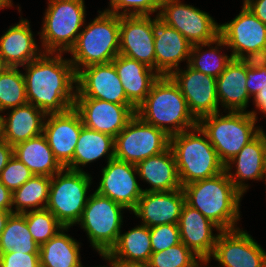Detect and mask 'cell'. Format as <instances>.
<instances>
[{"label": "cell", "mask_w": 266, "mask_h": 267, "mask_svg": "<svg viewBox=\"0 0 266 267\" xmlns=\"http://www.w3.org/2000/svg\"><path fill=\"white\" fill-rule=\"evenodd\" d=\"M257 119L256 110L229 111L224 116L217 112L201 118L198 126L207 135L219 160L226 165L262 130L255 126Z\"/></svg>", "instance_id": "8992f818"}, {"label": "cell", "mask_w": 266, "mask_h": 267, "mask_svg": "<svg viewBox=\"0 0 266 267\" xmlns=\"http://www.w3.org/2000/svg\"><path fill=\"white\" fill-rule=\"evenodd\" d=\"M265 131L263 129L248 142L240 152L225 165V171L234 187L244 195L249 188L246 180L261 181L264 179ZM236 166H235V165ZM235 166L233 174L231 171Z\"/></svg>", "instance_id": "603a6c76"}, {"label": "cell", "mask_w": 266, "mask_h": 267, "mask_svg": "<svg viewBox=\"0 0 266 267\" xmlns=\"http://www.w3.org/2000/svg\"><path fill=\"white\" fill-rule=\"evenodd\" d=\"M185 203L183 189L168 192H143L132 211L143 225L153 227L161 224H178Z\"/></svg>", "instance_id": "7402d4cb"}, {"label": "cell", "mask_w": 266, "mask_h": 267, "mask_svg": "<svg viewBox=\"0 0 266 267\" xmlns=\"http://www.w3.org/2000/svg\"><path fill=\"white\" fill-rule=\"evenodd\" d=\"M225 46L226 43L220 37L209 43L194 44L188 65L201 73L218 78L233 59L231 54L229 56L220 54L221 51L219 49L223 50L222 48H225ZM204 47H209V50L206 49L203 52Z\"/></svg>", "instance_id": "836d02e7"}, {"label": "cell", "mask_w": 266, "mask_h": 267, "mask_svg": "<svg viewBox=\"0 0 266 267\" xmlns=\"http://www.w3.org/2000/svg\"><path fill=\"white\" fill-rule=\"evenodd\" d=\"M152 253L166 250L181 242L178 224H161L150 227Z\"/></svg>", "instance_id": "60d3db41"}, {"label": "cell", "mask_w": 266, "mask_h": 267, "mask_svg": "<svg viewBox=\"0 0 266 267\" xmlns=\"http://www.w3.org/2000/svg\"><path fill=\"white\" fill-rule=\"evenodd\" d=\"M219 37L231 49L233 59L244 53L266 48V24L262 23L246 6L229 23L220 24Z\"/></svg>", "instance_id": "ac0fdd59"}, {"label": "cell", "mask_w": 266, "mask_h": 267, "mask_svg": "<svg viewBox=\"0 0 266 267\" xmlns=\"http://www.w3.org/2000/svg\"><path fill=\"white\" fill-rule=\"evenodd\" d=\"M2 115V139L15 146L43 133L46 114L27 103Z\"/></svg>", "instance_id": "4316f807"}, {"label": "cell", "mask_w": 266, "mask_h": 267, "mask_svg": "<svg viewBox=\"0 0 266 267\" xmlns=\"http://www.w3.org/2000/svg\"><path fill=\"white\" fill-rule=\"evenodd\" d=\"M185 202L199 210L221 231L237 229L243 195L234 187L226 171L182 187Z\"/></svg>", "instance_id": "7a4b0ae2"}, {"label": "cell", "mask_w": 266, "mask_h": 267, "mask_svg": "<svg viewBox=\"0 0 266 267\" xmlns=\"http://www.w3.org/2000/svg\"><path fill=\"white\" fill-rule=\"evenodd\" d=\"M144 122L163 130L169 137L198 126L179 87L169 76H160L136 109Z\"/></svg>", "instance_id": "3957f363"}, {"label": "cell", "mask_w": 266, "mask_h": 267, "mask_svg": "<svg viewBox=\"0 0 266 267\" xmlns=\"http://www.w3.org/2000/svg\"><path fill=\"white\" fill-rule=\"evenodd\" d=\"M192 46L179 31L155 16V71L160 76L170 75L179 69L181 61L187 60L188 64Z\"/></svg>", "instance_id": "44dd1931"}, {"label": "cell", "mask_w": 266, "mask_h": 267, "mask_svg": "<svg viewBox=\"0 0 266 267\" xmlns=\"http://www.w3.org/2000/svg\"><path fill=\"white\" fill-rule=\"evenodd\" d=\"M246 7L264 24H266V0H253Z\"/></svg>", "instance_id": "f6af8a7d"}, {"label": "cell", "mask_w": 266, "mask_h": 267, "mask_svg": "<svg viewBox=\"0 0 266 267\" xmlns=\"http://www.w3.org/2000/svg\"><path fill=\"white\" fill-rule=\"evenodd\" d=\"M158 17L192 45L209 43L219 37L220 24L209 13L180 0H161Z\"/></svg>", "instance_id": "8fae6325"}, {"label": "cell", "mask_w": 266, "mask_h": 267, "mask_svg": "<svg viewBox=\"0 0 266 267\" xmlns=\"http://www.w3.org/2000/svg\"><path fill=\"white\" fill-rule=\"evenodd\" d=\"M83 126L80 115L73 107L63 113L46 115L42 134L63 168H67L73 161Z\"/></svg>", "instance_id": "d6986e66"}, {"label": "cell", "mask_w": 266, "mask_h": 267, "mask_svg": "<svg viewBox=\"0 0 266 267\" xmlns=\"http://www.w3.org/2000/svg\"><path fill=\"white\" fill-rule=\"evenodd\" d=\"M265 146H266V133H265ZM264 179L266 185V153H265V163H264Z\"/></svg>", "instance_id": "f5cc1de1"}, {"label": "cell", "mask_w": 266, "mask_h": 267, "mask_svg": "<svg viewBox=\"0 0 266 267\" xmlns=\"http://www.w3.org/2000/svg\"><path fill=\"white\" fill-rule=\"evenodd\" d=\"M254 105L256 109L261 113H264L266 116V87L259 91V93L253 98Z\"/></svg>", "instance_id": "c3c4849f"}, {"label": "cell", "mask_w": 266, "mask_h": 267, "mask_svg": "<svg viewBox=\"0 0 266 267\" xmlns=\"http://www.w3.org/2000/svg\"><path fill=\"white\" fill-rule=\"evenodd\" d=\"M12 214V211H1L0 210V235L6 226V223L9 219V216Z\"/></svg>", "instance_id": "681fc988"}, {"label": "cell", "mask_w": 266, "mask_h": 267, "mask_svg": "<svg viewBox=\"0 0 266 267\" xmlns=\"http://www.w3.org/2000/svg\"><path fill=\"white\" fill-rule=\"evenodd\" d=\"M219 267H266V252L246 230L218 232L211 256Z\"/></svg>", "instance_id": "7c38bea8"}, {"label": "cell", "mask_w": 266, "mask_h": 267, "mask_svg": "<svg viewBox=\"0 0 266 267\" xmlns=\"http://www.w3.org/2000/svg\"><path fill=\"white\" fill-rule=\"evenodd\" d=\"M2 114H0V141L2 140Z\"/></svg>", "instance_id": "db71d44e"}, {"label": "cell", "mask_w": 266, "mask_h": 267, "mask_svg": "<svg viewBox=\"0 0 266 267\" xmlns=\"http://www.w3.org/2000/svg\"><path fill=\"white\" fill-rule=\"evenodd\" d=\"M43 18L41 39L43 52L68 53L75 45L86 20L84 0H48Z\"/></svg>", "instance_id": "52a82bcc"}, {"label": "cell", "mask_w": 266, "mask_h": 267, "mask_svg": "<svg viewBox=\"0 0 266 267\" xmlns=\"http://www.w3.org/2000/svg\"><path fill=\"white\" fill-rule=\"evenodd\" d=\"M170 146V137L161 129L134 115L115 137V158L138 164Z\"/></svg>", "instance_id": "30bf717a"}, {"label": "cell", "mask_w": 266, "mask_h": 267, "mask_svg": "<svg viewBox=\"0 0 266 267\" xmlns=\"http://www.w3.org/2000/svg\"><path fill=\"white\" fill-rule=\"evenodd\" d=\"M39 247L28 230L25 215L12 213L0 235V253H39Z\"/></svg>", "instance_id": "e575fe53"}, {"label": "cell", "mask_w": 266, "mask_h": 267, "mask_svg": "<svg viewBox=\"0 0 266 267\" xmlns=\"http://www.w3.org/2000/svg\"><path fill=\"white\" fill-rule=\"evenodd\" d=\"M111 267H148L147 264L139 263H122V262H109Z\"/></svg>", "instance_id": "f907efd6"}, {"label": "cell", "mask_w": 266, "mask_h": 267, "mask_svg": "<svg viewBox=\"0 0 266 267\" xmlns=\"http://www.w3.org/2000/svg\"><path fill=\"white\" fill-rule=\"evenodd\" d=\"M27 103L23 73L18 67H5L0 72V114Z\"/></svg>", "instance_id": "d590c367"}, {"label": "cell", "mask_w": 266, "mask_h": 267, "mask_svg": "<svg viewBox=\"0 0 266 267\" xmlns=\"http://www.w3.org/2000/svg\"><path fill=\"white\" fill-rule=\"evenodd\" d=\"M251 1H253V0H244L242 6H246V5H247L248 3H250Z\"/></svg>", "instance_id": "9f6ffc18"}, {"label": "cell", "mask_w": 266, "mask_h": 267, "mask_svg": "<svg viewBox=\"0 0 266 267\" xmlns=\"http://www.w3.org/2000/svg\"><path fill=\"white\" fill-rule=\"evenodd\" d=\"M13 156V146L3 139L0 141V173Z\"/></svg>", "instance_id": "bcb514c9"}, {"label": "cell", "mask_w": 266, "mask_h": 267, "mask_svg": "<svg viewBox=\"0 0 266 267\" xmlns=\"http://www.w3.org/2000/svg\"><path fill=\"white\" fill-rule=\"evenodd\" d=\"M101 172L99 186L95 191L133 211L143 194L136 180V165L113 158Z\"/></svg>", "instance_id": "9a60e30c"}, {"label": "cell", "mask_w": 266, "mask_h": 267, "mask_svg": "<svg viewBox=\"0 0 266 267\" xmlns=\"http://www.w3.org/2000/svg\"><path fill=\"white\" fill-rule=\"evenodd\" d=\"M246 87L250 97H255L266 87V67L260 69L247 68Z\"/></svg>", "instance_id": "7bdbcfd3"}, {"label": "cell", "mask_w": 266, "mask_h": 267, "mask_svg": "<svg viewBox=\"0 0 266 267\" xmlns=\"http://www.w3.org/2000/svg\"><path fill=\"white\" fill-rule=\"evenodd\" d=\"M155 17L120 16L119 54L155 70Z\"/></svg>", "instance_id": "e0dca14e"}, {"label": "cell", "mask_w": 266, "mask_h": 267, "mask_svg": "<svg viewBox=\"0 0 266 267\" xmlns=\"http://www.w3.org/2000/svg\"><path fill=\"white\" fill-rule=\"evenodd\" d=\"M91 175L85 171L63 168L51 177L46 209L52 212L64 227L78 223L87 204Z\"/></svg>", "instance_id": "9c48e42d"}, {"label": "cell", "mask_w": 266, "mask_h": 267, "mask_svg": "<svg viewBox=\"0 0 266 267\" xmlns=\"http://www.w3.org/2000/svg\"><path fill=\"white\" fill-rule=\"evenodd\" d=\"M34 241L41 246L54 237L64 226L49 210H34L23 213Z\"/></svg>", "instance_id": "74e56055"}, {"label": "cell", "mask_w": 266, "mask_h": 267, "mask_svg": "<svg viewBox=\"0 0 266 267\" xmlns=\"http://www.w3.org/2000/svg\"><path fill=\"white\" fill-rule=\"evenodd\" d=\"M180 240L208 266L215 248L220 228L199 210L186 202L182 206L179 222Z\"/></svg>", "instance_id": "ffe728a7"}, {"label": "cell", "mask_w": 266, "mask_h": 267, "mask_svg": "<svg viewBox=\"0 0 266 267\" xmlns=\"http://www.w3.org/2000/svg\"><path fill=\"white\" fill-rule=\"evenodd\" d=\"M247 68L238 60L232 61L216 78L219 105L233 112H247L250 96L246 87Z\"/></svg>", "instance_id": "83f0119b"}, {"label": "cell", "mask_w": 266, "mask_h": 267, "mask_svg": "<svg viewBox=\"0 0 266 267\" xmlns=\"http://www.w3.org/2000/svg\"><path fill=\"white\" fill-rule=\"evenodd\" d=\"M0 210L12 211V192L0 181Z\"/></svg>", "instance_id": "7dc6e473"}, {"label": "cell", "mask_w": 266, "mask_h": 267, "mask_svg": "<svg viewBox=\"0 0 266 267\" xmlns=\"http://www.w3.org/2000/svg\"><path fill=\"white\" fill-rule=\"evenodd\" d=\"M43 53L28 19H21L0 37V56L6 67H23Z\"/></svg>", "instance_id": "cb8c5ba5"}, {"label": "cell", "mask_w": 266, "mask_h": 267, "mask_svg": "<svg viewBox=\"0 0 266 267\" xmlns=\"http://www.w3.org/2000/svg\"><path fill=\"white\" fill-rule=\"evenodd\" d=\"M6 66L2 62L1 56H0V72L5 68Z\"/></svg>", "instance_id": "11a10c76"}, {"label": "cell", "mask_w": 266, "mask_h": 267, "mask_svg": "<svg viewBox=\"0 0 266 267\" xmlns=\"http://www.w3.org/2000/svg\"><path fill=\"white\" fill-rule=\"evenodd\" d=\"M73 108L82 124L115 138L135 115L134 105H120L95 98H75Z\"/></svg>", "instance_id": "5bb4252c"}, {"label": "cell", "mask_w": 266, "mask_h": 267, "mask_svg": "<svg viewBox=\"0 0 266 267\" xmlns=\"http://www.w3.org/2000/svg\"><path fill=\"white\" fill-rule=\"evenodd\" d=\"M13 6V0H0V9H4V8H12Z\"/></svg>", "instance_id": "816d5d0a"}, {"label": "cell", "mask_w": 266, "mask_h": 267, "mask_svg": "<svg viewBox=\"0 0 266 267\" xmlns=\"http://www.w3.org/2000/svg\"><path fill=\"white\" fill-rule=\"evenodd\" d=\"M200 267H207L205 263H203ZM209 267V266H208Z\"/></svg>", "instance_id": "6f0895ef"}, {"label": "cell", "mask_w": 266, "mask_h": 267, "mask_svg": "<svg viewBox=\"0 0 266 267\" xmlns=\"http://www.w3.org/2000/svg\"><path fill=\"white\" fill-rule=\"evenodd\" d=\"M0 267H41L39 253H0Z\"/></svg>", "instance_id": "b9f144b4"}, {"label": "cell", "mask_w": 266, "mask_h": 267, "mask_svg": "<svg viewBox=\"0 0 266 267\" xmlns=\"http://www.w3.org/2000/svg\"><path fill=\"white\" fill-rule=\"evenodd\" d=\"M13 155L34 175L53 177L63 169L43 134L13 146Z\"/></svg>", "instance_id": "f546056e"}, {"label": "cell", "mask_w": 266, "mask_h": 267, "mask_svg": "<svg viewBox=\"0 0 266 267\" xmlns=\"http://www.w3.org/2000/svg\"><path fill=\"white\" fill-rule=\"evenodd\" d=\"M177 84L187 101L194 118H201L219 112L216 78L191 68L177 69L169 75Z\"/></svg>", "instance_id": "4fadbf2b"}, {"label": "cell", "mask_w": 266, "mask_h": 267, "mask_svg": "<svg viewBox=\"0 0 266 267\" xmlns=\"http://www.w3.org/2000/svg\"><path fill=\"white\" fill-rule=\"evenodd\" d=\"M98 12L93 21L84 24L75 45L68 52L76 73L91 65L112 62L119 54L120 16Z\"/></svg>", "instance_id": "5b68a950"}, {"label": "cell", "mask_w": 266, "mask_h": 267, "mask_svg": "<svg viewBox=\"0 0 266 267\" xmlns=\"http://www.w3.org/2000/svg\"><path fill=\"white\" fill-rule=\"evenodd\" d=\"M126 208L110 198L93 192L89 195L78 225L87 233L91 246L104 257L117 243Z\"/></svg>", "instance_id": "ba28073f"}, {"label": "cell", "mask_w": 266, "mask_h": 267, "mask_svg": "<svg viewBox=\"0 0 266 267\" xmlns=\"http://www.w3.org/2000/svg\"><path fill=\"white\" fill-rule=\"evenodd\" d=\"M33 175L31 170L13 155L1 171L0 181L13 193Z\"/></svg>", "instance_id": "ab89813d"}, {"label": "cell", "mask_w": 266, "mask_h": 267, "mask_svg": "<svg viewBox=\"0 0 266 267\" xmlns=\"http://www.w3.org/2000/svg\"><path fill=\"white\" fill-rule=\"evenodd\" d=\"M68 229L64 227L39 247L41 267H85L81 261V243L65 233Z\"/></svg>", "instance_id": "1f68e13d"}, {"label": "cell", "mask_w": 266, "mask_h": 267, "mask_svg": "<svg viewBox=\"0 0 266 267\" xmlns=\"http://www.w3.org/2000/svg\"><path fill=\"white\" fill-rule=\"evenodd\" d=\"M76 98H95L120 105H133L112 62L91 65L77 72Z\"/></svg>", "instance_id": "2e32d148"}, {"label": "cell", "mask_w": 266, "mask_h": 267, "mask_svg": "<svg viewBox=\"0 0 266 267\" xmlns=\"http://www.w3.org/2000/svg\"><path fill=\"white\" fill-rule=\"evenodd\" d=\"M160 4L161 0H109V8L103 11L118 16H151L159 14Z\"/></svg>", "instance_id": "f35d334b"}, {"label": "cell", "mask_w": 266, "mask_h": 267, "mask_svg": "<svg viewBox=\"0 0 266 267\" xmlns=\"http://www.w3.org/2000/svg\"><path fill=\"white\" fill-rule=\"evenodd\" d=\"M182 187L225 170L215 148L199 126L170 137Z\"/></svg>", "instance_id": "277c9868"}, {"label": "cell", "mask_w": 266, "mask_h": 267, "mask_svg": "<svg viewBox=\"0 0 266 267\" xmlns=\"http://www.w3.org/2000/svg\"><path fill=\"white\" fill-rule=\"evenodd\" d=\"M50 183L51 177L33 175L12 193V213L23 214L45 209L49 199Z\"/></svg>", "instance_id": "d6a6232c"}, {"label": "cell", "mask_w": 266, "mask_h": 267, "mask_svg": "<svg viewBox=\"0 0 266 267\" xmlns=\"http://www.w3.org/2000/svg\"><path fill=\"white\" fill-rule=\"evenodd\" d=\"M139 179L150 184L143 192H168L181 189L176 160L170 146L160 154L136 164Z\"/></svg>", "instance_id": "484cf974"}, {"label": "cell", "mask_w": 266, "mask_h": 267, "mask_svg": "<svg viewBox=\"0 0 266 267\" xmlns=\"http://www.w3.org/2000/svg\"><path fill=\"white\" fill-rule=\"evenodd\" d=\"M238 60L248 69L264 68L266 67V48L244 53Z\"/></svg>", "instance_id": "ee69618b"}, {"label": "cell", "mask_w": 266, "mask_h": 267, "mask_svg": "<svg viewBox=\"0 0 266 267\" xmlns=\"http://www.w3.org/2000/svg\"><path fill=\"white\" fill-rule=\"evenodd\" d=\"M152 254L150 228L138 225L120 232L117 243L103 257L108 262L147 264Z\"/></svg>", "instance_id": "f1b7e54d"}, {"label": "cell", "mask_w": 266, "mask_h": 267, "mask_svg": "<svg viewBox=\"0 0 266 267\" xmlns=\"http://www.w3.org/2000/svg\"><path fill=\"white\" fill-rule=\"evenodd\" d=\"M204 262L184 243L152 253L148 267H200Z\"/></svg>", "instance_id": "8d00e7d4"}, {"label": "cell", "mask_w": 266, "mask_h": 267, "mask_svg": "<svg viewBox=\"0 0 266 267\" xmlns=\"http://www.w3.org/2000/svg\"><path fill=\"white\" fill-rule=\"evenodd\" d=\"M102 157L106 158L107 162L115 158V138L83 126L76 144L73 161L67 169L84 171L80 166L84 167Z\"/></svg>", "instance_id": "4dcf8cb0"}, {"label": "cell", "mask_w": 266, "mask_h": 267, "mask_svg": "<svg viewBox=\"0 0 266 267\" xmlns=\"http://www.w3.org/2000/svg\"><path fill=\"white\" fill-rule=\"evenodd\" d=\"M62 54L43 52L23 66L27 101L46 115L63 113L74 106L77 73Z\"/></svg>", "instance_id": "6da1fadb"}, {"label": "cell", "mask_w": 266, "mask_h": 267, "mask_svg": "<svg viewBox=\"0 0 266 267\" xmlns=\"http://www.w3.org/2000/svg\"><path fill=\"white\" fill-rule=\"evenodd\" d=\"M112 63L127 99L138 108L160 75L145 64L120 54L112 60Z\"/></svg>", "instance_id": "d4e9b609"}]
</instances>
